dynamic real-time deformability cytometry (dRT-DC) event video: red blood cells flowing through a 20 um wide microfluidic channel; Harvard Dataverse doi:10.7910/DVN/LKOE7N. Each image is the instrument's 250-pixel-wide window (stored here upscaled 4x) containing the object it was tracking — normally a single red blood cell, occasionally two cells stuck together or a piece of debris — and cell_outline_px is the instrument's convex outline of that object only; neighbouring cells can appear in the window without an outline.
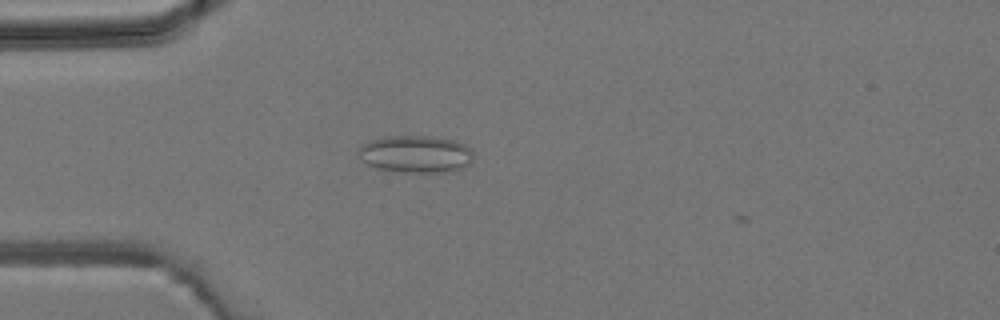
{"species": "common noctule bat (a hibernating species)", "species_latin": "Nyctalus noctula", "temperature_condition": "room temperature", "stored_images_in_passage": 3, "camera_frame_rate_fps": 3000, "um_per_image_px": 0.085, "animal": {"sex": "male", "body_mass_g": 19.2, "forearm_length_mm": 51.8}, "frame": {"image": 1, "passage_image": 2, "time_ms": 0.333, "image_size_px": [1000, 320], "cell_outline_px": [[472, 160], [468, 164], [460, 168], [448, 172], [404, 172], [376, 168], [360, 160], [356, 152], [356, 148], [360, 144], [384, 136], [428, 136], [452, 140], [464, 144], [472, 148]], "centroid_in_image_um": [35.27, 13.09], "position_along_channel_um": 49.7, "area_um2": 25.14}}